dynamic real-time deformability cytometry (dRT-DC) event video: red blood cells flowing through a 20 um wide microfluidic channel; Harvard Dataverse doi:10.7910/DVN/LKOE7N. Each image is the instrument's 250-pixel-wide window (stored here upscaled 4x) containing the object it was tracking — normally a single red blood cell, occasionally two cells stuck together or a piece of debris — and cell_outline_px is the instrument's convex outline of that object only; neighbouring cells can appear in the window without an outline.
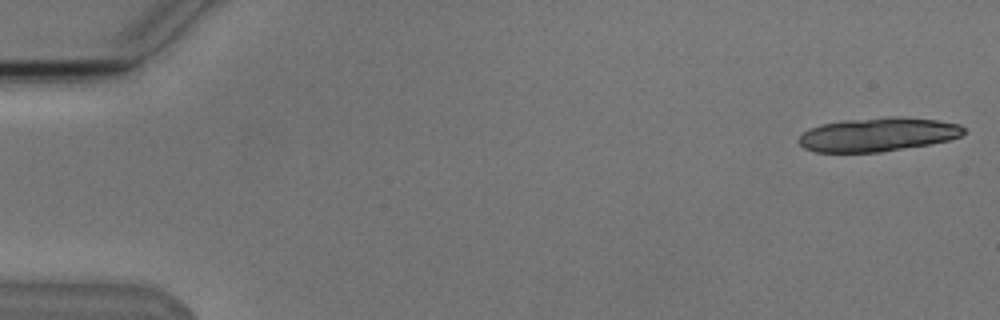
{"species": "Egyptian fruit bat (a non-hibernating species)", "species_latin": "Rousettus aegyptiacus", "temperature_condition": "cold", "stored_images_in_passage": 7, "camera_frame_rate_fps": 3000, "um_per_image_px": 0.085, "animal": {"sex": "male"}, "frame": {"image": 1, "passage_image": 1, "time_ms": 0.0, "image_size_px": [1000, 320], "cell_outline_px": [[964, 132], [960, 136], [948, 140], [932, 144], [880, 152], [816, 152], [804, 148], [796, 140], [804, 132], [820, 124], [844, 120], [892, 116], [900, 116], [936, 120], [960, 124], [964, 128]], "centroid_in_image_um": [74.62, 11.43], "position_along_channel_um": 10.4, "area_um2": 32.54}}